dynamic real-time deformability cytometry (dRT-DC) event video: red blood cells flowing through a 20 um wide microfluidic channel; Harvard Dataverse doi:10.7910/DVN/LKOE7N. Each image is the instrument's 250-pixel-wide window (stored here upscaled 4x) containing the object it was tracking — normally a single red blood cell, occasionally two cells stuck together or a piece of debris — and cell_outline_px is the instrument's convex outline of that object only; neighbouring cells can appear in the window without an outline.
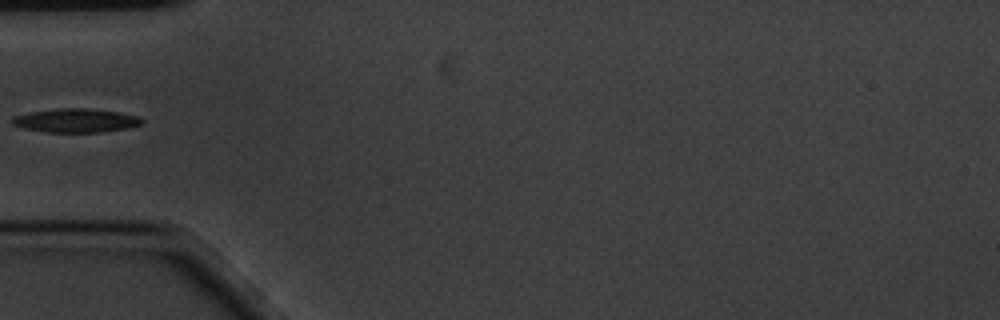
{"species": "common noctule bat (a hibernating species)", "species_latin": "Nyctalus noctula", "temperature_condition": "cold", "stored_images_in_passage": 2, "camera_frame_rate_fps": 3000, "um_per_image_px": 0.085, "animal": {"sex": "male", "body_mass_g": 20.1, "forearm_length_mm": 53.5}, "frame": {"image": 1, "passage_image": 2, "time_ms": 0.333, "image_size_px": [1000, 320], "cell_outline_px": [[144, 120], [140, 124], [128, 128], [100, 132], [48, 132], [24, 128], [12, 124], [12, 116], [32, 112], [56, 108], [88, 108], [116, 112], [140, 116]], "centroid_in_image_um": [6.45, 10.24], "position_along_channel_um": 78.5, "area_um2": 17.86}}